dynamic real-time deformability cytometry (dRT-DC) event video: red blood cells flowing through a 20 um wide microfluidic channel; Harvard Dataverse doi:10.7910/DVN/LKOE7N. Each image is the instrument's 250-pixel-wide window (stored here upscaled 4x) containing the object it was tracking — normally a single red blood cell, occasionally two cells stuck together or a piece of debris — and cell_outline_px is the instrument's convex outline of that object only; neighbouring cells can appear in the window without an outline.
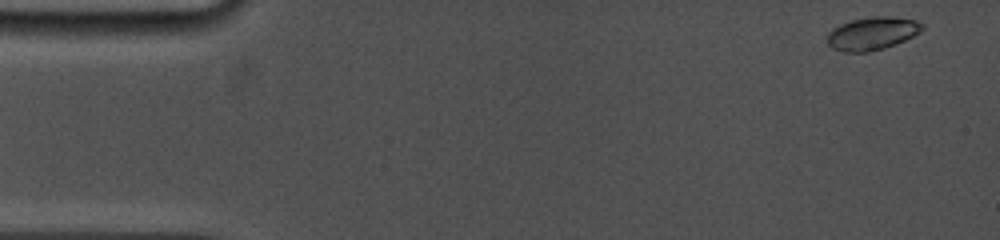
{"species": "common noctule bat (a hibernating species)", "species_latin": "Nyctalus noctula", "temperature_condition": "cold", "stored_images_in_passage": 65, "camera_frame_rate_fps": 5000, "um_per_image_px": 0.085, "animal": {"sex": "female", "body_mass_g": 19.0, "forearm_length_mm": 53.3}, "frame": {"image": 1, "passage_image": 1, "time_ms": 0.0, "image_size_px": [1000, 240], "cell_outline_px": [[924, 28], [920, 32], [904, 40], [884, 48], [868, 52], [844, 52], [832, 48], [828, 44], [828, 32], [832, 28], [840, 24], [852, 20], [872, 16], [892, 16], [916, 20], [924, 24]], "centroid_in_image_um": [74.14, 2.83], "position_along_channel_um": 10.9, "area_um2": 18.26}}
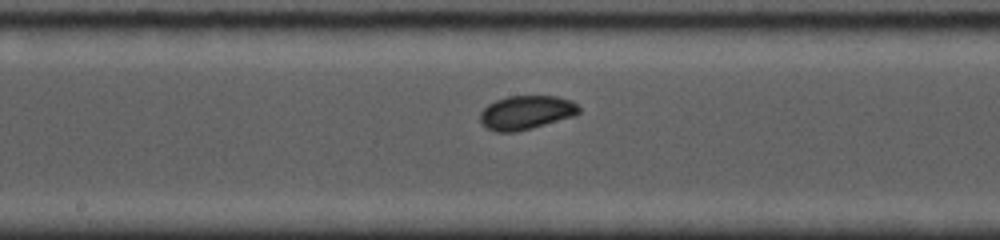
{"frame": {"image": 2, "passage_image": 40, "time_ms": 8.0, "image_size_px": [1000, 240], "cell_outline_px": [[580, 112], [576, 116], [532, 128], [516, 132], [496, 132], [480, 124], [480, 112], [488, 104], [496, 100], [508, 96], [556, 96], [572, 100], [580, 108]], "centroid_in_image_um": [44.73, 9.57], "position_along_channel_um": 203.5, "area_um2": 19.71}}
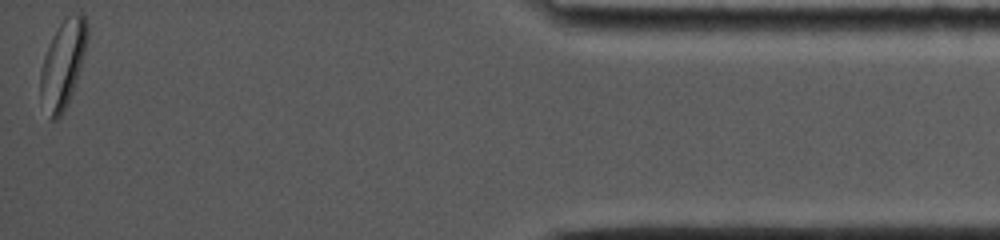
{"frame": {"image": 3, "passage_image": 65, "time_ms": 15.4, "image_size_px": [1000, 240], "cell_outline_px": [[88, 40], [80, 68], [72, 92], [64, 112], [56, 120], [52, 120], [40, 96], [40, 68], [48, 44], [56, 28], [68, 16], [80, 12], [84, 16], [88, 24]], "centroid_in_image_um": [5.35, 5.4], "position_along_channel_um": 429.9, "area_um2": 23.76}, "authors_computed_cell_mechanics": {"area_um2": 18.9006, "velocity_mm_per_s": 3.8742, "shape_relaxation_time_tau1_ms": 1.4544, "shape_relaxation_time_tau2_ms": null, "deformation_change_tau1": 0.0693, "deformation_change_tau2": null}}